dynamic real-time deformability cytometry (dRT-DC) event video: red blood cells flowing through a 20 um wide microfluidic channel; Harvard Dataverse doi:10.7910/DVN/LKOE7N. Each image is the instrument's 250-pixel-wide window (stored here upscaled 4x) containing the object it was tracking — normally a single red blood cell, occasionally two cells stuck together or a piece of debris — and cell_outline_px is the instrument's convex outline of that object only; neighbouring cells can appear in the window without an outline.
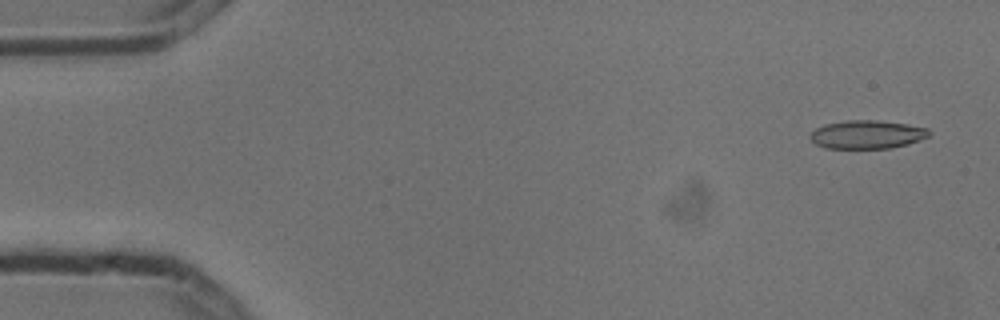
{"species": "common noctule bat (a hibernating species)", "species_latin": "Nyctalus noctula", "temperature_condition": "cold", "stored_images_in_passage": 4, "camera_frame_rate_fps": 3000, "um_per_image_px": 0.085, "animal": {"sex": "male", "body_mass_g": 13.3}, "frame": {"image": 1, "passage_image": 1, "time_ms": 0.0, "image_size_px": [1000, 320], "cell_outline_px": [[932, 132], [928, 136], [908, 144], [892, 148], [824, 148], [816, 144], [808, 136], [816, 128], [824, 124], [848, 120], [876, 120], [908, 124], [928, 128]], "centroid_in_image_um": [73.7, 11.43], "position_along_channel_um": 11.3, "area_um2": 19.71}}
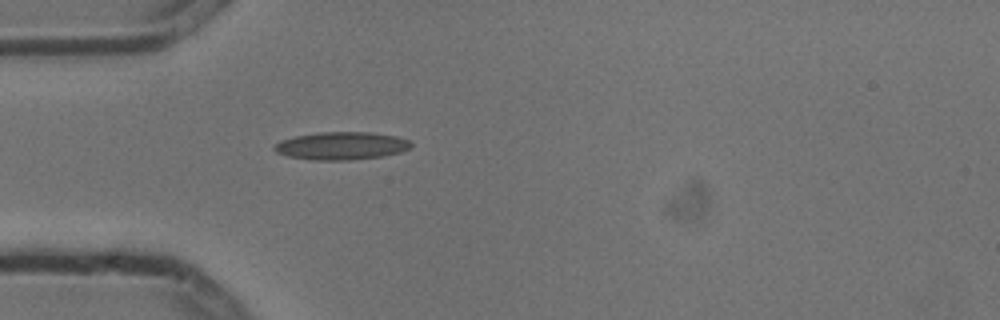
{"frame": {"image": 2, "passage_image": 4, "time_ms": 1.0, "image_size_px": [1000, 320], "cell_outline_px": [[412, 144], [408, 148], [400, 152], [380, 156], [348, 160], [312, 160], [288, 156], [276, 152], [272, 148], [280, 140], [296, 136], [316, 132], [368, 132], [396, 136], [408, 140]], "centroid_in_image_um": [28.97, 12.39], "position_along_channel_um": 56.0, "area_um2": 21.96}}